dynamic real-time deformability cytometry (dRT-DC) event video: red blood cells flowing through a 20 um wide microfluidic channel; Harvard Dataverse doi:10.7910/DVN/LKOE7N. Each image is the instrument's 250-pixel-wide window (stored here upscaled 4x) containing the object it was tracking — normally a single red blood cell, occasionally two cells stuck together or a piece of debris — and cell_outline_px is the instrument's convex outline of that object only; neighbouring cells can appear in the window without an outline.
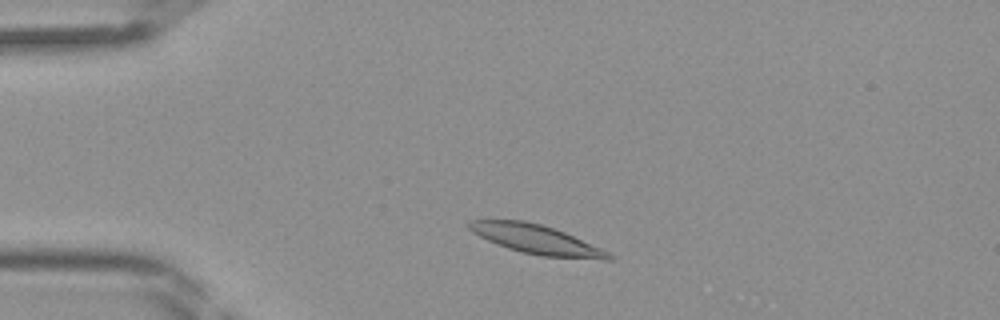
{"species": "Egyptian fruit bat (a non-hibernating species)", "species_latin": "Rousettus aegyptiacus", "temperature_condition": "room temperature", "stored_images_in_passage": 39, "camera_frame_rate_fps": 3000, "um_per_image_px": 0.085, "frame": {"image": 1, "passage_image": 5, "time_ms": 1.333, "image_size_px": [1000, 320], "cell_outline_px": [[616, 256], [612, 260], [604, 260], [544, 256], [520, 252], [496, 244], [472, 232], [464, 224], [468, 220], [524, 220], [540, 224], [564, 232], [600, 248]], "centroid_in_image_um": [45.57, 20.35], "position_along_channel_um": 39.4, "area_um2": 23.64}}
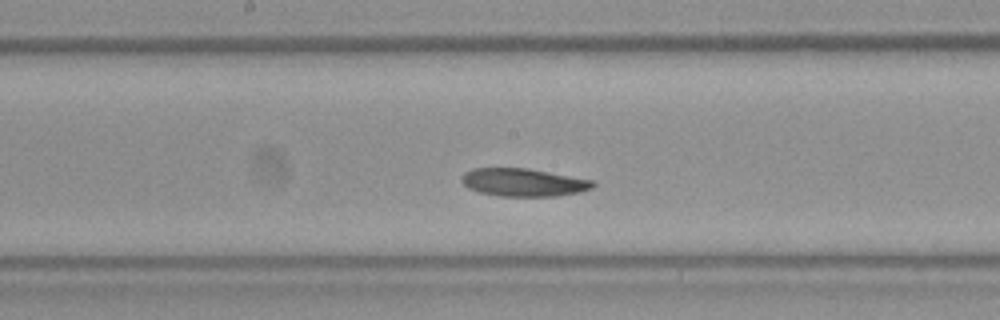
{"frame": {"image": 2, "passage_image": 18, "time_ms": 5.667, "image_size_px": [1000, 320], "cell_outline_px": [[596, 184], [592, 188], [580, 192], [556, 196], [500, 196], [480, 192], [468, 188], [460, 180], [460, 176], [464, 172], [472, 168], [528, 168], [596, 180]], "centroid_in_image_um": [44.51, 15.49], "position_along_channel_um": 203.7, "area_um2": 21.62}}
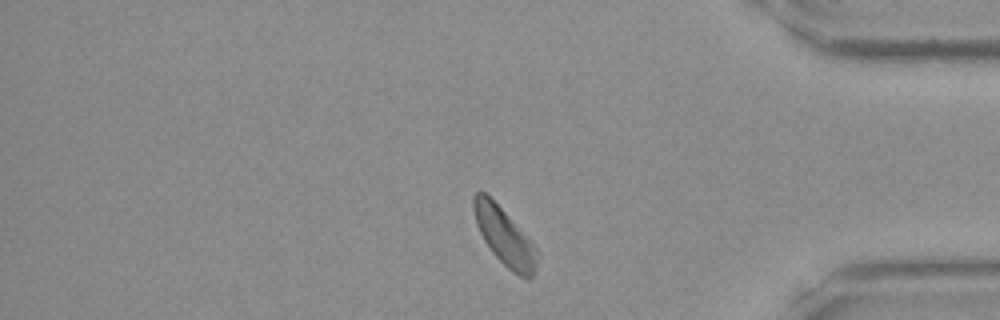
{"frame": {"image": 3, "passage_image": 32, "time_ms": 10.333, "image_size_px": [1000, 320], "cell_outline_px": [[540, 252], [536, 272], [528, 280], [524, 280], [512, 272], [492, 252], [484, 240], [476, 224], [472, 208], [472, 196], [476, 192], [484, 192], [532, 240]], "centroid_in_image_um": [42.94, 20.17], "position_along_channel_um": 392.3, "area_um2": 21.44}}